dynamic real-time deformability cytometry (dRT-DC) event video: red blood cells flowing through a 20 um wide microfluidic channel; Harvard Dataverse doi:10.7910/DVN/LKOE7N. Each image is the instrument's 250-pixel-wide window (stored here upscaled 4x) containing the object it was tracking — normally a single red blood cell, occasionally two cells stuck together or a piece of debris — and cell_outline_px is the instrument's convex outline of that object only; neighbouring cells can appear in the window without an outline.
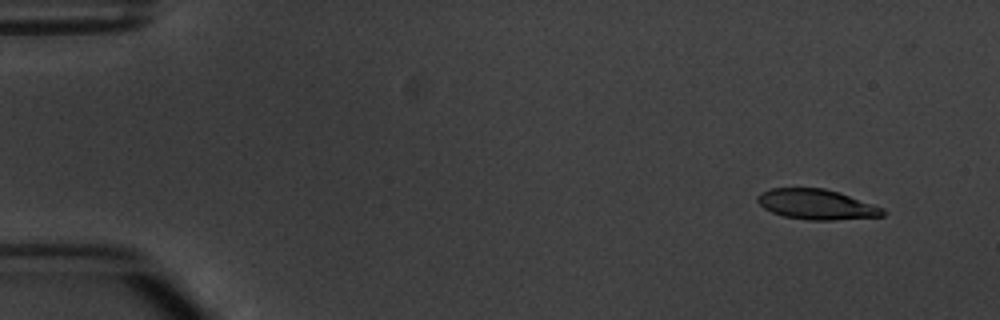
{"species": "common noctule bat (a hibernating species)", "species_latin": "Nyctalus noctula", "temperature_condition": "warm", "stored_images_in_passage": 6, "segment_of_instrument_passage": [1, 2], "camera_frame_rate_fps": 3000, "um_per_image_px": 0.085, "animal": {"sex": "male", "body_mass_g": 20.1, "forearm_length_mm": 53.5}, "frame": {"image": 1, "passage_image": 2, "time_ms": 1.333, "image_size_px": [1000, 320], "cell_outline_px": [[888, 212], [884, 216], [832, 220], [808, 220], [784, 216], [772, 212], [764, 208], [756, 200], [756, 196], [760, 192], [772, 188], [824, 188], [840, 192], [884, 208]], "centroid_in_image_um": [69.43, 17.37], "position_along_channel_um": 15.6, "area_um2": 22.2}}
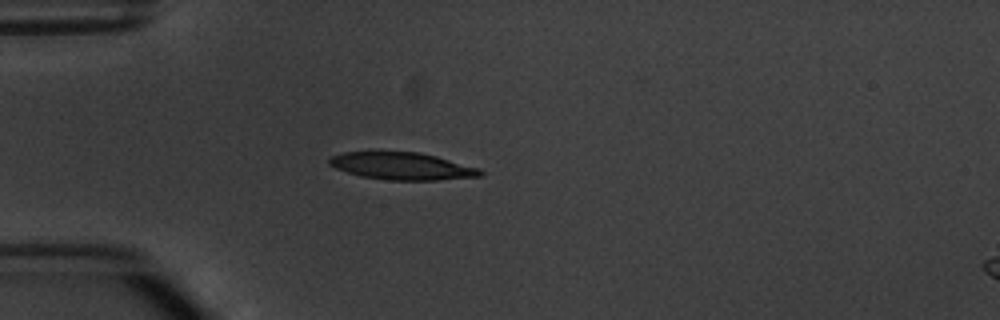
{"frame": {"image": 2, "passage_image": 5, "time_ms": 5.0, "image_size_px": [1000, 320], "cell_outline_px": [[484, 172], [480, 176], [436, 180], [388, 180], [360, 176], [336, 168], [328, 164], [328, 160], [332, 156], [344, 152], [376, 148], [420, 152], [436, 156], [480, 168]], "centroid_in_image_um": [34.1, 14.06], "position_along_channel_um": 50.9, "area_um2": 24.97}}